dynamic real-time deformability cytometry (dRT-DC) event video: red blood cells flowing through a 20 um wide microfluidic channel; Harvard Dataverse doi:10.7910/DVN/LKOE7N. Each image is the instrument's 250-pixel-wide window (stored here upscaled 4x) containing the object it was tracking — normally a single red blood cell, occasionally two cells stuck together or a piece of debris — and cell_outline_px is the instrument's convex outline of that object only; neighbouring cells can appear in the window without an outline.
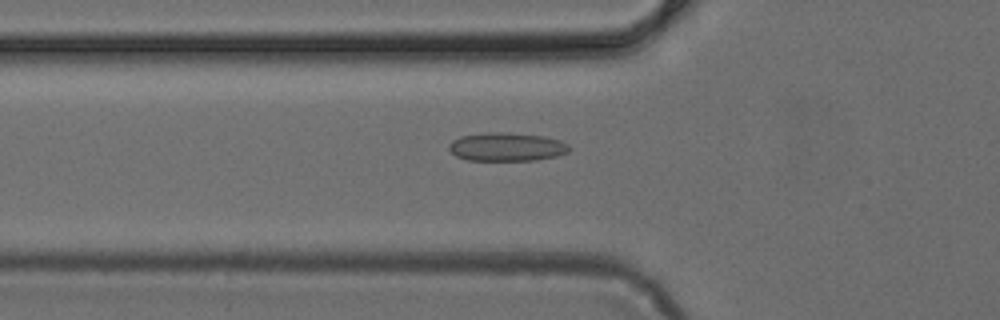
{"species": "common noctule bat (a hibernating species)", "species_latin": "Nyctalus noctula", "temperature_condition": "cold", "stored_images_in_passage": 37, "camera_frame_rate_fps": 3000, "um_per_image_px": 0.085, "animal": {"sex": "female", "body_mass_g": 24.6, "forearm_length_mm": 56.2}, "frame": {"image": 1, "passage_image": 5, "time_ms": 1.333, "image_size_px": [1000, 320], "cell_outline_px": [[572, 148], [568, 152], [556, 156], [536, 160], [468, 160], [456, 156], [448, 148], [448, 144], [452, 140], [460, 136], [488, 132], [504, 132], [544, 136], [560, 140], [568, 144]], "centroid_in_image_um": [43.07, 12.48], "position_along_channel_um": 82.7, "area_um2": 20.06}}
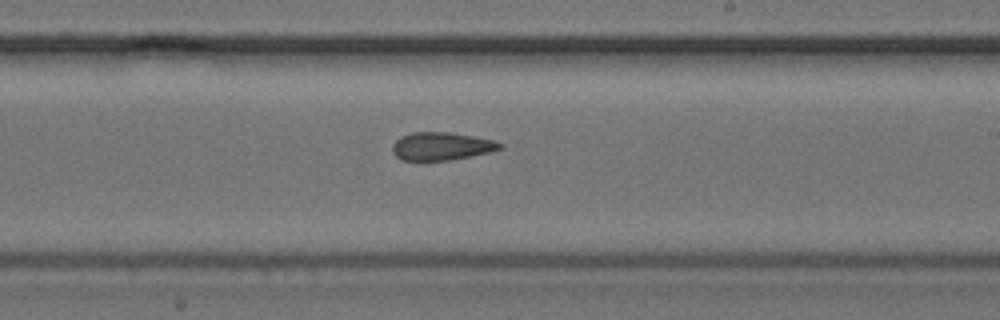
{"frame": {"image": 2, "passage_image": 17, "time_ms": 5.333, "image_size_px": [1000, 320], "cell_outline_px": [[504, 144], [500, 148], [492, 152], [448, 160], [400, 160], [392, 152], [392, 144], [400, 136], [412, 132], [448, 132], [496, 140]], "centroid_in_image_um": [37.51, 12.42], "position_along_channel_um": 251.5, "area_um2": 17.57}}
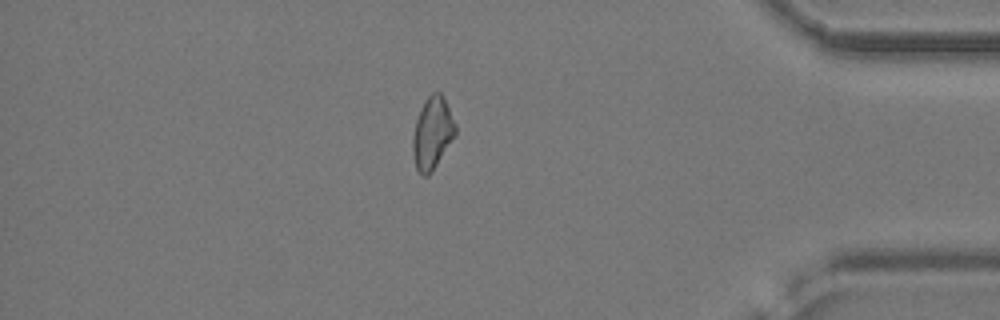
{"frame": {"image": 3, "passage_image": 30, "time_ms": 9.667, "image_size_px": [1000, 320], "cell_outline_px": [[456, 136], [432, 172], [428, 176], [424, 176], [416, 168], [412, 152], [412, 140], [416, 120], [424, 100], [432, 92], [440, 92], [456, 124]], "centroid_in_image_um": [36.75, 11.34], "position_along_channel_um": 398.4, "area_um2": 17.92}}